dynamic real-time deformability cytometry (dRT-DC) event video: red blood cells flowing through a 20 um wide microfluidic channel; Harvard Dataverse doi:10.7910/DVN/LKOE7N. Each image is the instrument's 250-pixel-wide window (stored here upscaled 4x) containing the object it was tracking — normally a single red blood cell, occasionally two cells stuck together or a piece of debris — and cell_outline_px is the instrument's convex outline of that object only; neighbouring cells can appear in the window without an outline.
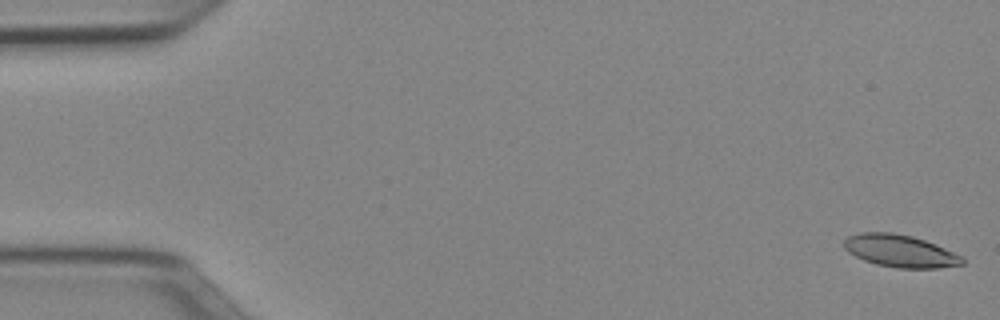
{"species": "Egyptian fruit bat (a non-hibernating species)", "species_latin": "Rousettus aegyptiacus", "temperature_condition": "cold", "stored_images_in_passage": 51, "camera_frame_rate_fps": 3000, "um_per_image_px": 0.085, "animal": {"sex": "female"}, "frame": {"image": 1, "passage_image": 1, "time_ms": 0.0, "image_size_px": [1000, 320], "cell_outline_px": [[964, 264], [940, 268], [900, 268], [876, 264], [864, 260], [848, 252], [844, 248], [844, 240], [848, 236], [860, 232], [892, 232], [912, 236], [924, 240], [964, 256]], "centroid_in_image_um": [76.52, 21.33], "position_along_channel_um": 8.5, "area_um2": 22.31}}
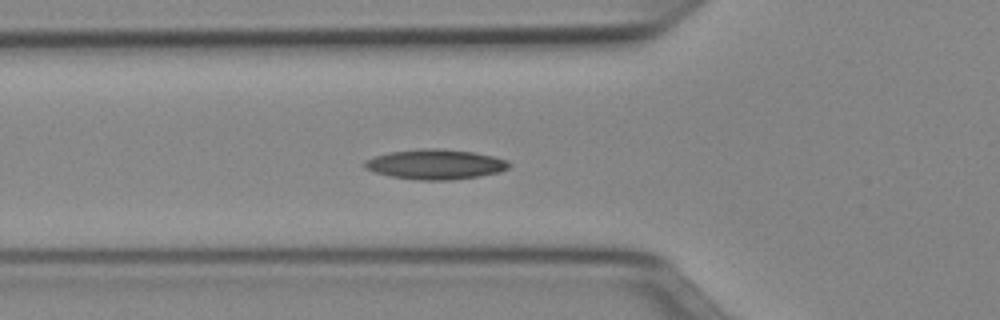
{"frame": {"image": 2, "passage_image": 18, "time_ms": 5.667, "image_size_px": [1000, 320], "cell_outline_px": [[512, 164], [508, 168], [500, 172], [480, 176], [448, 180], [420, 180], [392, 176], [376, 172], [364, 168], [364, 160], [376, 156], [392, 152], [420, 148], [440, 148], [472, 152], [492, 156], [508, 160]], "centroid_in_image_um": [37.04, 13.96], "position_along_channel_um": 88.8, "area_um2": 25.09}}
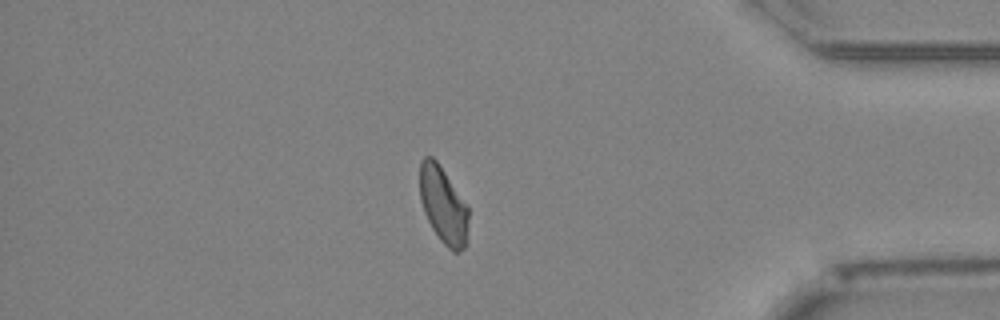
{"frame": {"image": 3, "passage_image": 44, "time_ms": 14.333, "image_size_px": [1000, 320], "cell_outline_px": [[468, 244], [460, 252], [452, 252], [440, 240], [432, 228], [424, 212], [420, 200], [420, 160], [424, 156], [432, 156], [436, 160], [468, 208]], "centroid_in_image_um": [37.68, 17.49], "position_along_channel_um": 397.5, "area_um2": 21.73}, "authors_computed_cell_mechanics": {"area_um2": 22.4264, "velocity_mm_per_s": 3.9329, "shape_relaxation_time_tau1_ms": null, "shape_relaxation_time_tau2_ms": 8.7848, "deformation_change_tau1": null, "deformation_change_tau2": 0.1643}}